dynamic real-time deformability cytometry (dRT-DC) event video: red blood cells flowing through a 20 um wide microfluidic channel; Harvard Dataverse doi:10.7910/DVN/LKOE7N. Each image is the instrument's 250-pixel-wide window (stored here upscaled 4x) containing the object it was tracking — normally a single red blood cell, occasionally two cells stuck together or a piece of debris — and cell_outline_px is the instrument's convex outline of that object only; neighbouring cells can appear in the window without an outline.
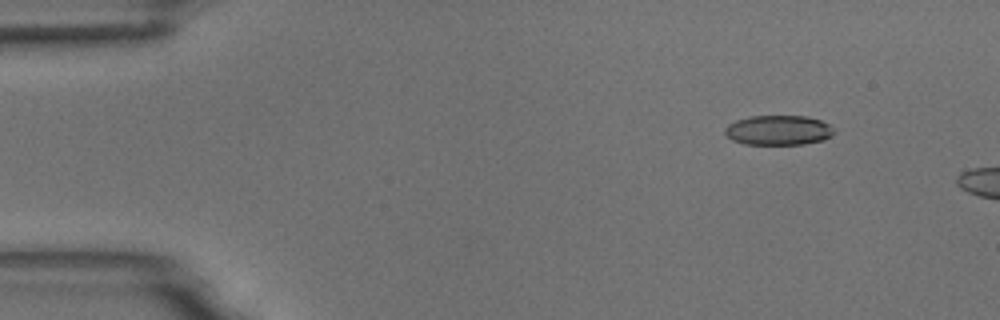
{"species": "common noctule bat (a hibernating species)", "species_latin": "Nyctalus noctula", "temperature_condition": "room temperature", "stored_images_in_passage": 10, "camera_frame_rate_fps": 3000, "um_per_image_px": 0.085, "animal": {"sex": "male", "body_mass_g": 18.8}, "frame": {"image": 1, "passage_image": 2, "time_ms": 0.333, "image_size_px": [1000, 320], "cell_outline_px": [[836, 132], [824, 140], [804, 144], [744, 144], [732, 140], [724, 132], [724, 128], [728, 124], [736, 120], [752, 116], [804, 116], [820, 120], [836, 128]], "centroid_in_image_um": [66.18, 11.07], "position_along_channel_um": 18.8, "area_um2": 19.02}}